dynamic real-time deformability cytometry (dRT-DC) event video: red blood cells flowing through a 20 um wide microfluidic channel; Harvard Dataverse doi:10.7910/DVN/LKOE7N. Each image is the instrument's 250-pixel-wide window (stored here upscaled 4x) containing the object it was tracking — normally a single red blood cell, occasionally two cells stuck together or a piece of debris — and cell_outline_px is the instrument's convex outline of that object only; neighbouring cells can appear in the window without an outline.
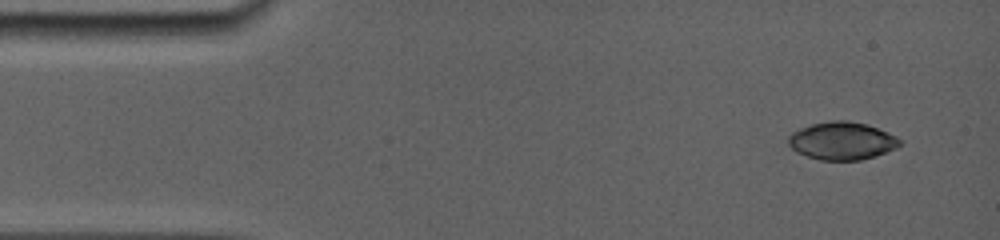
{"species": "common noctule bat (a hibernating species)", "species_latin": "Nyctalus noctula", "temperature_condition": "room temperature", "stored_images_in_passage": 48, "camera_frame_rate_fps": 5000, "um_per_image_px": 0.085, "animal": {"sex": "female", "body_mass_g": 19.0, "forearm_length_mm": 56.7}, "frame": {"image": 1, "passage_image": 1, "time_ms": 0.0, "image_size_px": [1000, 240], "cell_outline_px": [[900, 144], [896, 148], [860, 160], [820, 160], [796, 152], [788, 144], [788, 136], [792, 132], [800, 128], [812, 124], [832, 120], [848, 120], [868, 124], [888, 132], [896, 136], [900, 140]], "centroid_in_image_um": [71.54, 11.96], "position_along_channel_um": 13.5, "area_um2": 24.45}}
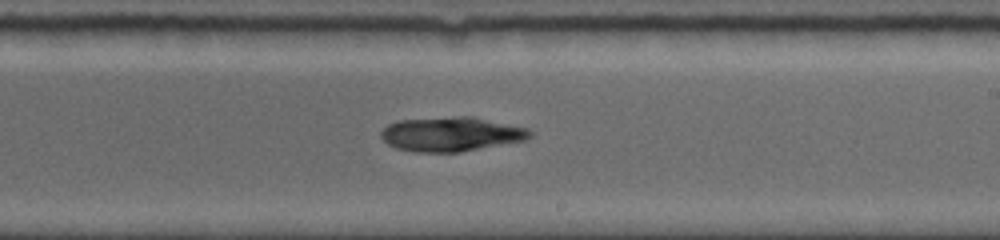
{"frame": {"image": 2, "passage_image": 26, "time_ms": 8.6, "image_size_px": [1000, 240], "cell_outline_px": [[532, 136], [524, 140], [460, 152], [416, 152], [396, 148], [388, 144], [380, 136], [380, 132], [388, 124], [396, 120], [456, 116], [472, 116], [528, 128], [532, 132]], "centroid_in_image_um": [38.33, 11.39], "position_along_channel_um": 250.7, "area_um2": 29.88}}
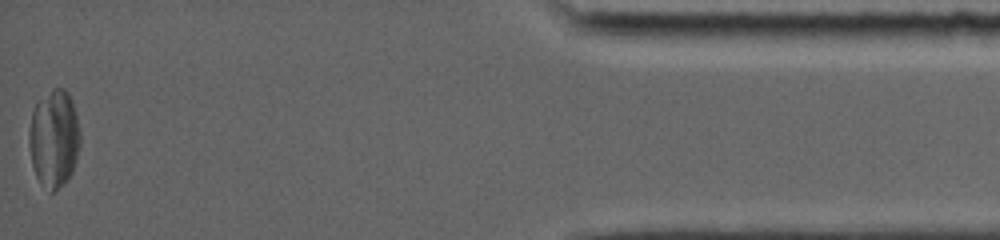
{"frame": {"image": 3, "passage_image": 48, "time_ms": 15.0, "image_size_px": [1000, 240], "cell_outline_px": [[80, 144], [76, 160], [72, 172], [64, 184], [52, 192], [40, 184], [36, 176], [32, 164], [28, 144], [28, 132], [32, 112], [36, 104], [52, 88], [64, 88], [68, 92], [72, 100], [80, 132]], "centroid_in_image_um": [4.58, 11.79], "position_along_channel_um": 430.6, "area_um2": 29.19}, "authors_computed_cell_mechanics": {"area_um2": 29.5069, "velocity_mm_per_s": 3.8679, "shape_relaxation_time_tau1_ms": 6.72, "shape_relaxation_time_tau2_ms": null, "deformation_change_tau1": 0.1169, "deformation_change_tau2": null}}